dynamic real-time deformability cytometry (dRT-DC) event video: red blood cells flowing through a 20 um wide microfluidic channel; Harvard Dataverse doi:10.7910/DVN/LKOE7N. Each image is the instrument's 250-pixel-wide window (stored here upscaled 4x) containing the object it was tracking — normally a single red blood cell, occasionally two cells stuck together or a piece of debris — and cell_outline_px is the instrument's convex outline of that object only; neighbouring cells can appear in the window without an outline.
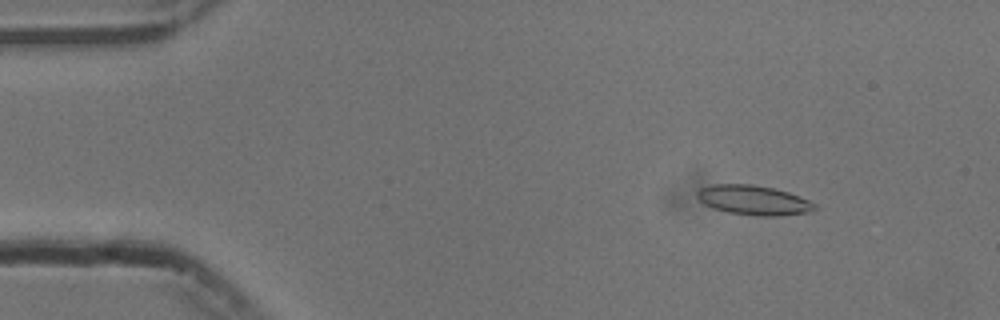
{"species": "common noctule bat (a hibernating species)", "species_latin": "Nyctalus noctula", "temperature_condition": "cold", "stored_images_in_passage": 55, "camera_frame_rate_fps": 3000, "um_per_image_px": 0.085, "animal": {"sex": "male", "body_mass_g": 13.3}, "frame": {"image": 1, "passage_image": 7, "time_ms": 2.0, "image_size_px": [1000, 320], "cell_outline_px": [[816, 208], [812, 212], [780, 216], [752, 216], [728, 212], [712, 208], [704, 204], [696, 196], [696, 192], [700, 188], [712, 184], [752, 184], [776, 188], [788, 192], [808, 200], [816, 204]], "centroid_in_image_um": [64.05, 17.02], "position_along_channel_um": 20.9, "area_um2": 20.58}}
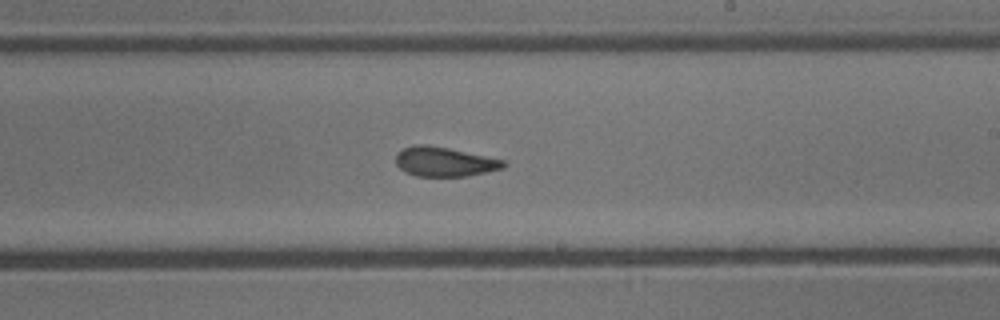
{"frame": {"image": 2, "passage_image": 32, "time_ms": 10.333, "image_size_px": [1000, 320], "cell_outline_px": [[508, 164], [504, 168], [468, 176], [416, 176], [404, 172], [396, 164], [396, 156], [404, 148], [416, 144], [424, 144], [448, 148], [504, 160]], "centroid_in_image_um": [37.79, 13.76], "position_along_channel_um": 251.2, "area_um2": 18.38}}
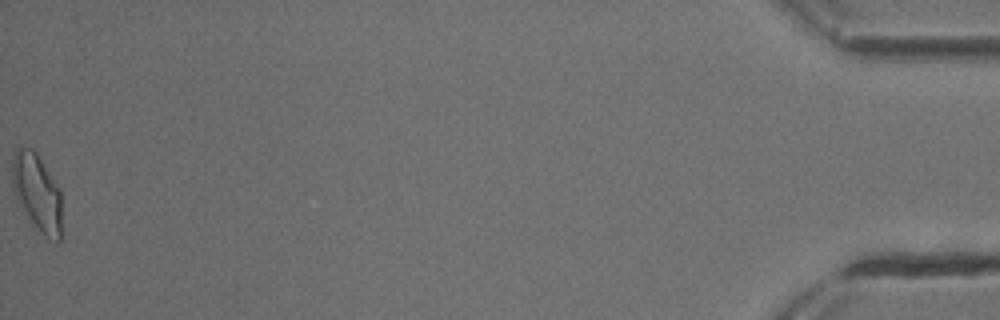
{"frame": {"image": 3, "passage_image": 55, "time_ms": 18.0, "image_size_px": [1000, 320], "cell_outline_px": [[60, 240], [56, 244], [48, 240], [36, 232], [16, 196], [12, 184], [12, 156], [16, 148], [32, 148], [36, 152], [60, 188]], "centroid_in_image_um": [3.15, 16.41], "position_along_channel_um": 432.0, "area_um2": 22.54}, "authors_computed_cell_mechanics": {"area_um2": 19.363, "velocity_mm_per_s": 3.7486, "shape_relaxation_time_tau1_ms": 3.9398, "shape_relaxation_time_tau2_ms": 2.1371, "deformation_change_tau1": 0.1383, "deformation_change_tau2": 0.0967}}